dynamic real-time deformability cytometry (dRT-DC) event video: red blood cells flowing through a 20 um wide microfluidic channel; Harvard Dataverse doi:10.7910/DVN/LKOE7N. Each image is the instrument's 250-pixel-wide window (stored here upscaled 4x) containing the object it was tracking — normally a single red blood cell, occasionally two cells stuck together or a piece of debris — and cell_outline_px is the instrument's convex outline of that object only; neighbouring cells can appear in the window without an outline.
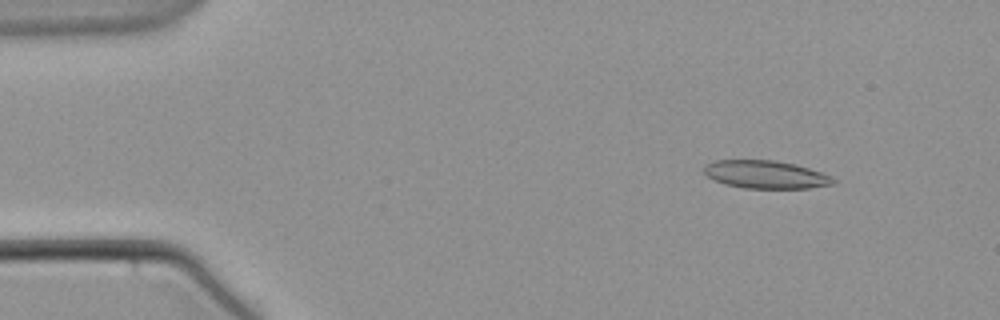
{"species": "common noctule bat (a hibernating species)", "species_latin": "Nyctalus noctula", "temperature_condition": "warm", "stored_images_in_passage": 57, "camera_frame_rate_fps": 3000, "um_per_image_px": 0.085, "animal": {"sex": "male", "body_mass_g": 21.5, "forearm_length_mm": 52.0}, "frame": {"image": 1, "passage_image": 7, "time_ms": 2.0, "image_size_px": [1000, 320], "cell_outline_px": [[840, 180], [836, 184], [808, 188], [744, 188], [724, 184], [708, 176], [704, 172], [704, 168], [708, 164], [716, 160], [776, 160], [796, 164], [832, 176]], "centroid_in_image_um": [65.16, 14.84], "position_along_channel_um": 19.8, "area_um2": 21.1}}
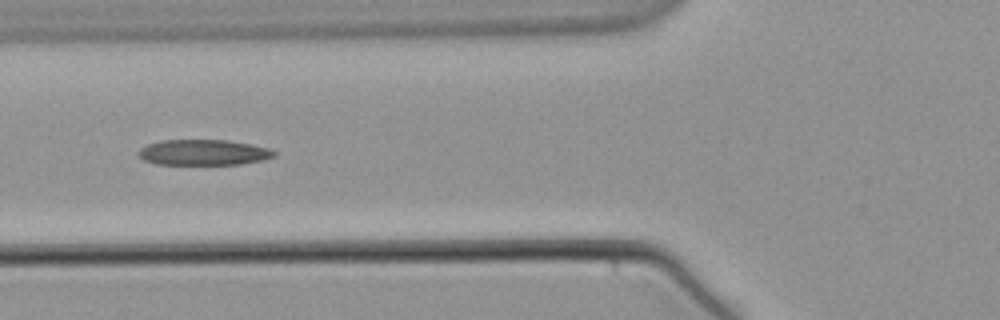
{"frame": {"image": 2, "passage_image": 22, "time_ms": 7.0, "image_size_px": [1000, 320], "cell_outline_px": [[276, 156], [264, 160], [240, 164], [156, 164], [144, 160], [136, 152], [140, 148], [148, 144], [160, 140], [228, 140], [268, 148], [276, 152]], "centroid_in_image_um": [17.28, 12.95], "position_along_channel_um": 108.5, "area_um2": 20.23}}
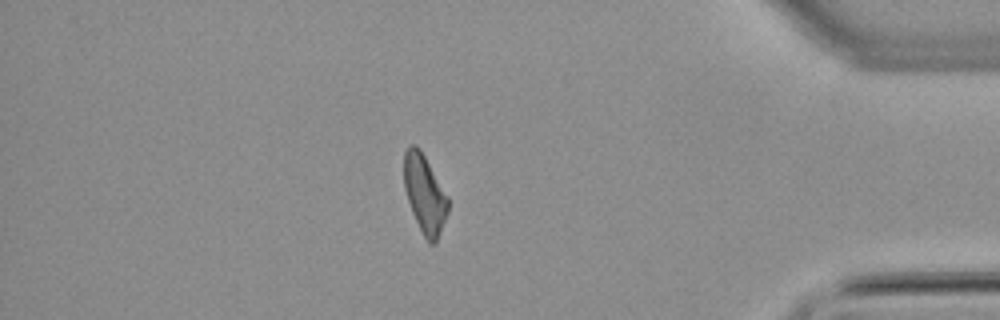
{"frame": {"image": 3, "passage_image": 49, "time_ms": 16.0, "image_size_px": [1000, 320], "cell_outline_px": [[448, 212], [436, 244], [428, 244], [412, 212], [404, 188], [404, 152], [408, 144], [416, 144], [420, 148], [448, 196]], "centroid_in_image_um": [36.09, 16.47], "position_along_channel_um": 399.1, "area_um2": 20.17}}